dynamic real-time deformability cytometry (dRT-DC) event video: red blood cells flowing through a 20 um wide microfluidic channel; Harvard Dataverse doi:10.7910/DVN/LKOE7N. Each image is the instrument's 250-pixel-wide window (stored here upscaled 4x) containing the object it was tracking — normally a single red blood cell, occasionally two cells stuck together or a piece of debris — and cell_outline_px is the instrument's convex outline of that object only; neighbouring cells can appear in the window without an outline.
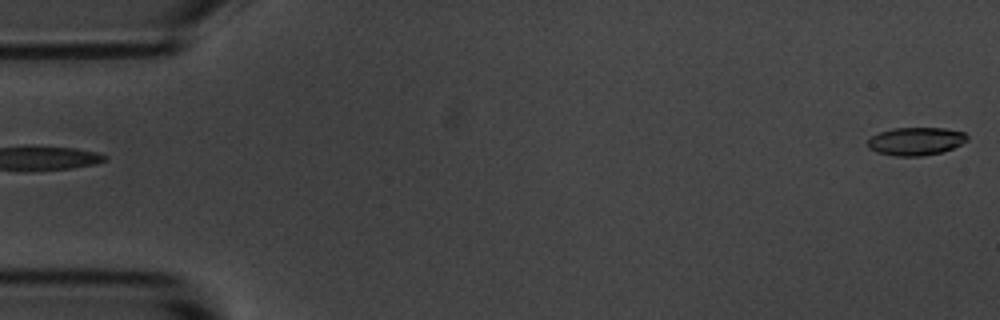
{"species": "common noctule bat (a hibernating species)", "species_latin": "Nyctalus noctula", "temperature_condition": "room temperature", "stored_images_in_passage": 3, "segment_of_instrument_passage": [2, 2], "camera_frame_rate_fps": 3000, "um_per_image_px": 0.085, "animal": {"sex": "male", "body_mass_g": 20.1, "forearm_length_mm": 53.5}, "frame": {"image": 1, "passage_image": 3, "time_ms": 2.0, "image_size_px": [1000, 320], "cell_outline_px": [[968, 140], [952, 148], [940, 152], [920, 156], [896, 156], [876, 152], [868, 148], [868, 140], [872, 136], [880, 132], [892, 128], [944, 128], [964, 132], [968, 136]], "centroid_in_image_um": [77.83, 12.0], "position_along_channel_um": 7.2, "area_um2": 16.13}}